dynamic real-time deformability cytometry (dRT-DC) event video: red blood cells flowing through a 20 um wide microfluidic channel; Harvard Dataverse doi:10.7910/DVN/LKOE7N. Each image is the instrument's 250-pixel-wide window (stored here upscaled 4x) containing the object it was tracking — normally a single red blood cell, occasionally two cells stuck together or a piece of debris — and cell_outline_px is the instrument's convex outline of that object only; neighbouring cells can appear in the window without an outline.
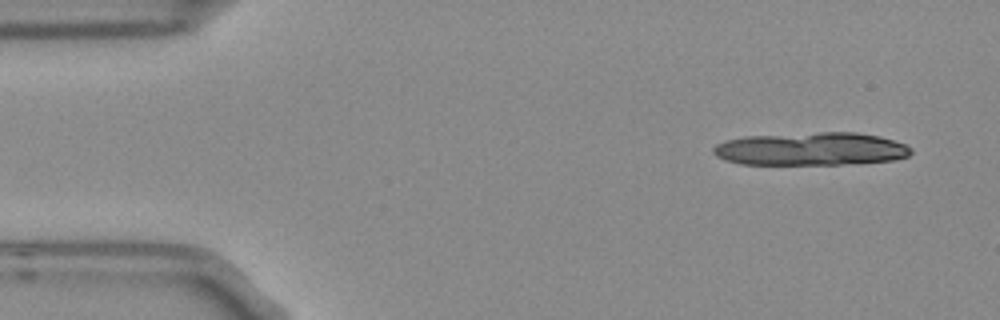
{"species": "Egyptian fruit bat (a non-hibernating species)", "species_latin": "Rousettus aegyptiacus", "temperature_condition": "room temperature", "stored_images_in_passage": 3, "camera_frame_rate_fps": 3000, "um_per_image_px": 0.085, "frame": {"image": 1, "passage_image": 1, "time_ms": 0.0, "image_size_px": [1000, 320], "cell_outline_px": [[912, 152], [908, 156], [896, 160], [840, 164], [740, 164], [724, 160], [716, 156], [712, 152], [712, 148], [716, 144], [724, 140], [744, 136], [820, 132], [856, 132], [880, 136], [904, 144], [912, 148]], "centroid_in_image_um": [68.9, 12.65], "position_along_channel_um": 16.1, "area_um2": 38.26}}